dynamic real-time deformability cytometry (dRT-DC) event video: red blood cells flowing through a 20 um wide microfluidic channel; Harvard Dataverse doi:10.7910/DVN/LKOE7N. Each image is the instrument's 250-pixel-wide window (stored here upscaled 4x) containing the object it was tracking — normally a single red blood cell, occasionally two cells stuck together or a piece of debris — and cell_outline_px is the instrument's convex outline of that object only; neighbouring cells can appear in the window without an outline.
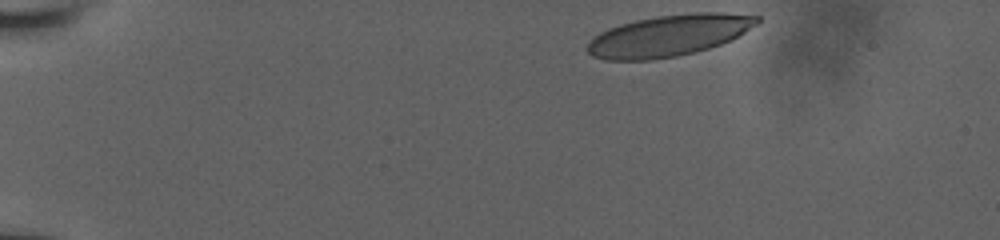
{"species": "human", "species_latin": "Homo sapiens", "temperature_condition": "room temperature", "stored_images_in_passage": 41, "camera_frame_rate_fps": 3000, "um_per_image_px": 0.085, "donor": {"sex": "male"}, "frame": {"image": 1, "passage_image": 1, "time_ms": 0.0, "image_size_px": [1000, 240], "cell_outline_px": [[760, 20], [756, 24], [732, 40], [696, 52], [676, 56], [652, 60], [604, 60], [592, 56], [588, 52], [588, 40], [592, 36], [608, 28], [620, 24], [636, 20], [660, 16], [696, 12], [724, 12], [760, 16]], "centroid_in_image_um": [56.83, 3.02], "position_along_channel_um": 28.2, "area_um2": 40.98}}
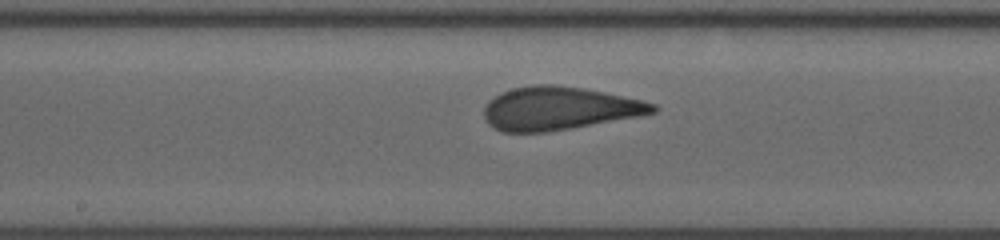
{"frame": {"image": 2, "passage_image": 25, "time_ms": 7.0, "image_size_px": [1000, 240], "cell_outline_px": [[660, 108], [656, 112], [640, 116], [548, 132], [504, 132], [492, 128], [488, 124], [484, 116], [484, 108], [488, 100], [500, 92], [512, 88], [536, 84], [552, 84], [584, 88], [644, 100], [656, 104]], "centroid_in_image_um": [47.52, 9.21], "position_along_channel_um": 200.7, "area_um2": 42.83}}
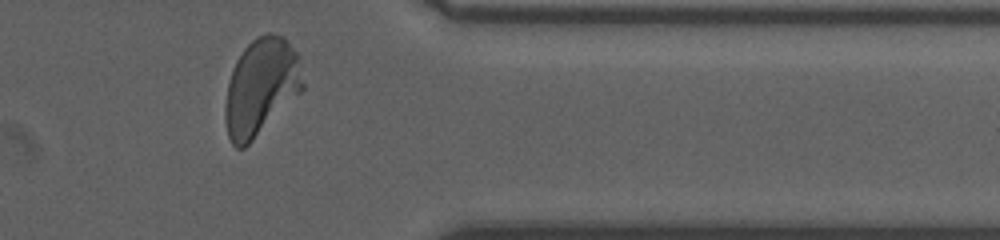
{"frame": {"image": 3, "passage_image": 40, "time_ms": 12.0, "image_size_px": [1000, 240], "cell_outline_px": [[304, 88], [244, 148], [236, 148], [232, 144], [228, 136], [224, 120], [224, 104], [228, 84], [232, 68], [236, 60], [244, 48], [256, 36], [268, 32], [272, 32], [280, 36], [300, 56], [304, 84]], "centroid_in_image_um": [22.16, 7.37], "position_along_channel_um": 389.2, "area_um2": 43.64}}